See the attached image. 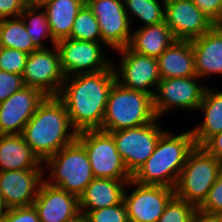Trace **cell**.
Wrapping results in <instances>:
<instances>
[{
	"label": "cell",
	"mask_w": 222,
	"mask_h": 222,
	"mask_svg": "<svg viewBox=\"0 0 222 222\" xmlns=\"http://www.w3.org/2000/svg\"><path fill=\"white\" fill-rule=\"evenodd\" d=\"M116 81L113 67L96 73L65 77L58 98L77 131L102 127L109 91Z\"/></svg>",
	"instance_id": "cell-1"
},
{
	"label": "cell",
	"mask_w": 222,
	"mask_h": 222,
	"mask_svg": "<svg viewBox=\"0 0 222 222\" xmlns=\"http://www.w3.org/2000/svg\"><path fill=\"white\" fill-rule=\"evenodd\" d=\"M67 109L57 96H46L25 125L21 136L44 162L77 138Z\"/></svg>",
	"instance_id": "cell-2"
},
{
	"label": "cell",
	"mask_w": 222,
	"mask_h": 222,
	"mask_svg": "<svg viewBox=\"0 0 222 222\" xmlns=\"http://www.w3.org/2000/svg\"><path fill=\"white\" fill-rule=\"evenodd\" d=\"M195 146L190 129L174 133L167 128L152 155L132 175V180L143 185H161L174 189L187 157Z\"/></svg>",
	"instance_id": "cell-3"
},
{
	"label": "cell",
	"mask_w": 222,
	"mask_h": 222,
	"mask_svg": "<svg viewBox=\"0 0 222 222\" xmlns=\"http://www.w3.org/2000/svg\"><path fill=\"white\" fill-rule=\"evenodd\" d=\"M153 97L114 82L107 99L102 127L99 130L114 132L149 124L156 119Z\"/></svg>",
	"instance_id": "cell-4"
},
{
	"label": "cell",
	"mask_w": 222,
	"mask_h": 222,
	"mask_svg": "<svg viewBox=\"0 0 222 222\" xmlns=\"http://www.w3.org/2000/svg\"><path fill=\"white\" fill-rule=\"evenodd\" d=\"M43 168L45 182L78 197L95 178L87 152L77 140L47 158Z\"/></svg>",
	"instance_id": "cell-5"
},
{
	"label": "cell",
	"mask_w": 222,
	"mask_h": 222,
	"mask_svg": "<svg viewBox=\"0 0 222 222\" xmlns=\"http://www.w3.org/2000/svg\"><path fill=\"white\" fill-rule=\"evenodd\" d=\"M221 172L222 162L202 146H195L180 172L174 188L175 196L198 208Z\"/></svg>",
	"instance_id": "cell-6"
},
{
	"label": "cell",
	"mask_w": 222,
	"mask_h": 222,
	"mask_svg": "<svg viewBox=\"0 0 222 222\" xmlns=\"http://www.w3.org/2000/svg\"><path fill=\"white\" fill-rule=\"evenodd\" d=\"M76 140L85 148L95 178L132 179L110 133L84 130L77 133Z\"/></svg>",
	"instance_id": "cell-7"
},
{
	"label": "cell",
	"mask_w": 222,
	"mask_h": 222,
	"mask_svg": "<svg viewBox=\"0 0 222 222\" xmlns=\"http://www.w3.org/2000/svg\"><path fill=\"white\" fill-rule=\"evenodd\" d=\"M198 81L203 80L197 76L161 79L153 95L156 117L163 119L167 113L171 114L170 112L178 110L196 113L208 85H211Z\"/></svg>",
	"instance_id": "cell-8"
},
{
	"label": "cell",
	"mask_w": 222,
	"mask_h": 222,
	"mask_svg": "<svg viewBox=\"0 0 222 222\" xmlns=\"http://www.w3.org/2000/svg\"><path fill=\"white\" fill-rule=\"evenodd\" d=\"M56 47L65 77L96 73L112 68V57L108 56L111 53L107 54L108 48L102 42L63 38L56 42Z\"/></svg>",
	"instance_id": "cell-9"
},
{
	"label": "cell",
	"mask_w": 222,
	"mask_h": 222,
	"mask_svg": "<svg viewBox=\"0 0 222 222\" xmlns=\"http://www.w3.org/2000/svg\"><path fill=\"white\" fill-rule=\"evenodd\" d=\"M158 121L160 118L143 126L109 132L131 175L152 155L160 136L167 130Z\"/></svg>",
	"instance_id": "cell-10"
},
{
	"label": "cell",
	"mask_w": 222,
	"mask_h": 222,
	"mask_svg": "<svg viewBox=\"0 0 222 222\" xmlns=\"http://www.w3.org/2000/svg\"><path fill=\"white\" fill-rule=\"evenodd\" d=\"M115 52L120 56L118 62L112 60L116 82L123 87L142 91L153 97L161 80L157 58L136 53L128 46Z\"/></svg>",
	"instance_id": "cell-11"
},
{
	"label": "cell",
	"mask_w": 222,
	"mask_h": 222,
	"mask_svg": "<svg viewBox=\"0 0 222 222\" xmlns=\"http://www.w3.org/2000/svg\"><path fill=\"white\" fill-rule=\"evenodd\" d=\"M174 196L173 188L143 185L131 179L126 185L123 196L129 222H157Z\"/></svg>",
	"instance_id": "cell-12"
},
{
	"label": "cell",
	"mask_w": 222,
	"mask_h": 222,
	"mask_svg": "<svg viewBox=\"0 0 222 222\" xmlns=\"http://www.w3.org/2000/svg\"><path fill=\"white\" fill-rule=\"evenodd\" d=\"M22 78L25 86L36 88L45 96H58L65 76L56 45L29 54Z\"/></svg>",
	"instance_id": "cell-13"
},
{
	"label": "cell",
	"mask_w": 222,
	"mask_h": 222,
	"mask_svg": "<svg viewBox=\"0 0 222 222\" xmlns=\"http://www.w3.org/2000/svg\"><path fill=\"white\" fill-rule=\"evenodd\" d=\"M98 20L102 43L113 52L129 45L132 25L123 0H86Z\"/></svg>",
	"instance_id": "cell-14"
},
{
	"label": "cell",
	"mask_w": 222,
	"mask_h": 222,
	"mask_svg": "<svg viewBox=\"0 0 222 222\" xmlns=\"http://www.w3.org/2000/svg\"><path fill=\"white\" fill-rule=\"evenodd\" d=\"M164 14L176 40H193L215 25L191 0H165Z\"/></svg>",
	"instance_id": "cell-15"
},
{
	"label": "cell",
	"mask_w": 222,
	"mask_h": 222,
	"mask_svg": "<svg viewBox=\"0 0 222 222\" xmlns=\"http://www.w3.org/2000/svg\"><path fill=\"white\" fill-rule=\"evenodd\" d=\"M45 95L38 89L24 86L0 103V135L21 134Z\"/></svg>",
	"instance_id": "cell-16"
},
{
	"label": "cell",
	"mask_w": 222,
	"mask_h": 222,
	"mask_svg": "<svg viewBox=\"0 0 222 222\" xmlns=\"http://www.w3.org/2000/svg\"><path fill=\"white\" fill-rule=\"evenodd\" d=\"M44 181V170L0 172V197L7 209L33 205Z\"/></svg>",
	"instance_id": "cell-17"
},
{
	"label": "cell",
	"mask_w": 222,
	"mask_h": 222,
	"mask_svg": "<svg viewBox=\"0 0 222 222\" xmlns=\"http://www.w3.org/2000/svg\"><path fill=\"white\" fill-rule=\"evenodd\" d=\"M33 205L41 222H71L81 215L78 196L45 181Z\"/></svg>",
	"instance_id": "cell-18"
},
{
	"label": "cell",
	"mask_w": 222,
	"mask_h": 222,
	"mask_svg": "<svg viewBox=\"0 0 222 222\" xmlns=\"http://www.w3.org/2000/svg\"><path fill=\"white\" fill-rule=\"evenodd\" d=\"M190 41L197 77L201 80L214 75L222 77V24H215L208 32Z\"/></svg>",
	"instance_id": "cell-19"
},
{
	"label": "cell",
	"mask_w": 222,
	"mask_h": 222,
	"mask_svg": "<svg viewBox=\"0 0 222 222\" xmlns=\"http://www.w3.org/2000/svg\"><path fill=\"white\" fill-rule=\"evenodd\" d=\"M130 180L94 178L79 196L81 215L90 210L101 209L120 204Z\"/></svg>",
	"instance_id": "cell-20"
},
{
	"label": "cell",
	"mask_w": 222,
	"mask_h": 222,
	"mask_svg": "<svg viewBox=\"0 0 222 222\" xmlns=\"http://www.w3.org/2000/svg\"><path fill=\"white\" fill-rule=\"evenodd\" d=\"M9 170H44L21 134L0 135V172Z\"/></svg>",
	"instance_id": "cell-21"
},
{
	"label": "cell",
	"mask_w": 222,
	"mask_h": 222,
	"mask_svg": "<svg viewBox=\"0 0 222 222\" xmlns=\"http://www.w3.org/2000/svg\"><path fill=\"white\" fill-rule=\"evenodd\" d=\"M161 79L197 76L190 40H175L158 58Z\"/></svg>",
	"instance_id": "cell-22"
},
{
	"label": "cell",
	"mask_w": 222,
	"mask_h": 222,
	"mask_svg": "<svg viewBox=\"0 0 222 222\" xmlns=\"http://www.w3.org/2000/svg\"><path fill=\"white\" fill-rule=\"evenodd\" d=\"M198 112L204 114L202 122L190 130L196 146H202L210 137L222 132V91L208 85Z\"/></svg>",
	"instance_id": "cell-23"
},
{
	"label": "cell",
	"mask_w": 222,
	"mask_h": 222,
	"mask_svg": "<svg viewBox=\"0 0 222 222\" xmlns=\"http://www.w3.org/2000/svg\"><path fill=\"white\" fill-rule=\"evenodd\" d=\"M135 29L128 47L149 57L158 58L176 40L165 21Z\"/></svg>",
	"instance_id": "cell-24"
},
{
	"label": "cell",
	"mask_w": 222,
	"mask_h": 222,
	"mask_svg": "<svg viewBox=\"0 0 222 222\" xmlns=\"http://www.w3.org/2000/svg\"><path fill=\"white\" fill-rule=\"evenodd\" d=\"M47 14L53 38L58 41L68 38L74 20L86 0H36Z\"/></svg>",
	"instance_id": "cell-25"
},
{
	"label": "cell",
	"mask_w": 222,
	"mask_h": 222,
	"mask_svg": "<svg viewBox=\"0 0 222 222\" xmlns=\"http://www.w3.org/2000/svg\"><path fill=\"white\" fill-rule=\"evenodd\" d=\"M20 17L25 24V30L37 49H45L56 45L57 41L52 36L47 14L36 0H33L23 10ZM49 41L50 46L46 43Z\"/></svg>",
	"instance_id": "cell-26"
},
{
	"label": "cell",
	"mask_w": 222,
	"mask_h": 222,
	"mask_svg": "<svg viewBox=\"0 0 222 222\" xmlns=\"http://www.w3.org/2000/svg\"><path fill=\"white\" fill-rule=\"evenodd\" d=\"M124 8L131 22L138 24L140 27L158 24L164 21L165 0H123ZM137 20V21H136Z\"/></svg>",
	"instance_id": "cell-27"
},
{
	"label": "cell",
	"mask_w": 222,
	"mask_h": 222,
	"mask_svg": "<svg viewBox=\"0 0 222 222\" xmlns=\"http://www.w3.org/2000/svg\"><path fill=\"white\" fill-rule=\"evenodd\" d=\"M0 47L13 48L27 54L37 50L20 16L0 20Z\"/></svg>",
	"instance_id": "cell-28"
},
{
	"label": "cell",
	"mask_w": 222,
	"mask_h": 222,
	"mask_svg": "<svg viewBox=\"0 0 222 222\" xmlns=\"http://www.w3.org/2000/svg\"><path fill=\"white\" fill-rule=\"evenodd\" d=\"M68 38L81 41L102 42L98 20L86 3L79 10Z\"/></svg>",
	"instance_id": "cell-29"
},
{
	"label": "cell",
	"mask_w": 222,
	"mask_h": 222,
	"mask_svg": "<svg viewBox=\"0 0 222 222\" xmlns=\"http://www.w3.org/2000/svg\"><path fill=\"white\" fill-rule=\"evenodd\" d=\"M197 207L174 196L157 222H191Z\"/></svg>",
	"instance_id": "cell-30"
},
{
	"label": "cell",
	"mask_w": 222,
	"mask_h": 222,
	"mask_svg": "<svg viewBox=\"0 0 222 222\" xmlns=\"http://www.w3.org/2000/svg\"><path fill=\"white\" fill-rule=\"evenodd\" d=\"M84 217L88 222H129L124 202L106 208L88 211Z\"/></svg>",
	"instance_id": "cell-31"
},
{
	"label": "cell",
	"mask_w": 222,
	"mask_h": 222,
	"mask_svg": "<svg viewBox=\"0 0 222 222\" xmlns=\"http://www.w3.org/2000/svg\"><path fill=\"white\" fill-rule=\"evenodd\" d=\"M28 55L13 48L0 47V70L22 75Z\"/></svg>",
	"instance_id": "cell-32"
},
{
	"label": "cell",
	"mask_w": 222,
	"mask_h": 222,
	"mask_svg": "<svg viewBox=\"0 0 222 222\" xmlns=\"http://www.w3.org/2000/svg\"><path fill=\"white\" fill-rule=\"evenodd\" d=\"M198 209L222 215V172L219 174L214 185L209 190L206 199Z\"/></svg>",
	"instance_id": "cell-33"
},
{
	"label": "cell",
	"mask_w": 222,
	"mask_h": 222,
	"mask_svg": "<svg viewBox=\"0 0 222 222\" xmlns=\"http://www.w3.org/2000/svg\"><path fill=\"white\" fill-rule=\"evenodd\" d=\"M24 86L22 75L0 70V103Z\"/></svg>",
	"instance_id": "cell-34"
},
{
	"label": "cell",
	"mask_w": 222,
	"mask_h": 222,
	"mask_svg": "<svg viewBox=\"0 0 222 222\" xmlns=\"http://www.w3.org/2000/svg\"><path fill=\"white\" fill-rule=\"evenodd\" d=\"M2 222H41L34 205L7 209Z\"/></svg>",
	"instance_id": "cell-35"
},
{
	"label": "cell",
	"mask_w": 222,
	"mask_h": 222,
	"mask_svg": "<svg viewBox=\"0 0 222 222\" xmlns=\"http://www.w3.org/2000/svg\"><path fill=\"white\" fill-rule=\"evenodd\" d=\"M214 24H222L221 0H191Z\"/></svg>",
	"instance_id": "cell-36"
},
{
	"label": "cell",
	"mask_w": 222,
	"mask_h": 222,
	"mask_svg": "<svg viewBox=\"0 0 222 222\" xmlns=\"http://www.w3.org/2000/svg\"><path fill=\"white\" fill-rule=\"evenodd\" d=\"M33 0H0V20L16 18Z\"/></svg>",
	"instance_id": "cell-37"
},
{
	"label": "cell",
	"mask_w": 222,
	"mask_h": 222,
	"mask_svg": "<svg viewBox=\"0 0 222 222\" xmlns=\"http://www.w3.org/2000/svg\"><path fill=\"white\" fill-rule=\"evenodd\" d=\"M202 147L217 160L222 162V132L210 137Z\"/></svg>",
	"instance_id": "cell-38"
},
{
	"label": "cell",
	"mask_w": 222,
	"mask_h": 222,
	"mask_svg": "<svg viewBox=\"0 0 222 222\" xmlns=\"http://www.w3.org/2000/svg\"><path fill=\"white\" fill-rule=\"evenodd\" d=\"M191 222H222V215L204 212L197 208Z\"/></svg>",
	"instance_id": "cell-39"
},
{
	"label": "cell",
	"mask_w": 222,
	"mask_h": 222,
	"mask_svg": "<svg viewBox=\"0 0 222 222\" xmlns=\"http://www.w3.org/2000/svg\"><path fill=\"white\" fill-rule=\"evenodd\" d=\"M6 211H7V208L4 205V203H3V201H2V199L0 197V222H2Z\"/></svg>",
	"instance_id": "cell-40"
},
{
	"label": "cell",
	"mask_w": 222,
	"mask_h": 222,
	"mask_svg": "<svg viewBox=\"0 0 222 222\" xmlns=\"http://www.w3.org/2000/svg\"><path fill=\"white\" fill-rule=\"evenodd\" d=\"M71 222H88V220L83 215H80L77 219Z\"/></svg>",
	"instance_id": "cell-41"
}]
</instances>
